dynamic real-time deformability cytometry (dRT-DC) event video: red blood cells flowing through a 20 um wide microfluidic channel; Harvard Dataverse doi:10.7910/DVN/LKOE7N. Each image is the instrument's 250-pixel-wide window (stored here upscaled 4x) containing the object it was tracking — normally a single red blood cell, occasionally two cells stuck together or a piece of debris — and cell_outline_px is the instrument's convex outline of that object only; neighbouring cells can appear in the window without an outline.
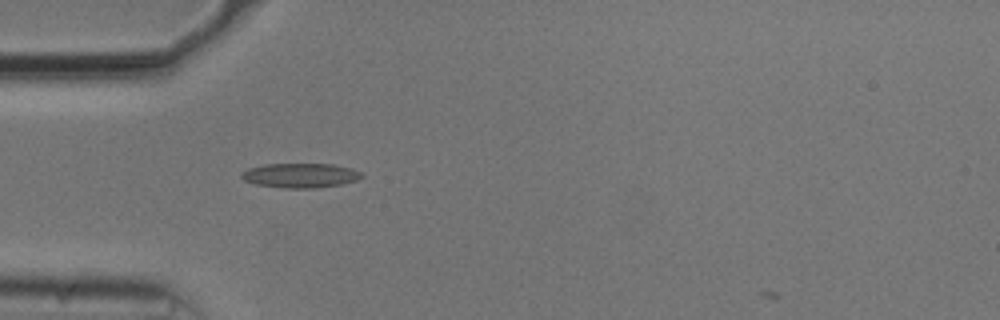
{"species": "common noctule bat (a hibernating species)", "species_latin": "Nyctalus noctula", "temperature_condition": "cold", "stored_images_in_passage": 2, "camera_frame_rate_fps": 3000, "um_per_image_px": 0.085, "animal": {"sex": "male", "body_mass_g": 20.5, "forearm_length_mm": 52.5}, "frame": {"image": 1, "passage_image": 1, "time_ms": 0.0, "image_size_px": [1000, 320], "cell_outline_px": [[364, 176], [356, 180], [340, 184], [316, 188], [288, 188], [256, 184], [244, 180], [240, 176], [248, 168], [264, 164], [332, 164], [352, 168], [364, 172]], "centroid_in_image_um": [25.58, 14.9], "position_along_channel_um": 59.4, "area_um2": 17.11}}